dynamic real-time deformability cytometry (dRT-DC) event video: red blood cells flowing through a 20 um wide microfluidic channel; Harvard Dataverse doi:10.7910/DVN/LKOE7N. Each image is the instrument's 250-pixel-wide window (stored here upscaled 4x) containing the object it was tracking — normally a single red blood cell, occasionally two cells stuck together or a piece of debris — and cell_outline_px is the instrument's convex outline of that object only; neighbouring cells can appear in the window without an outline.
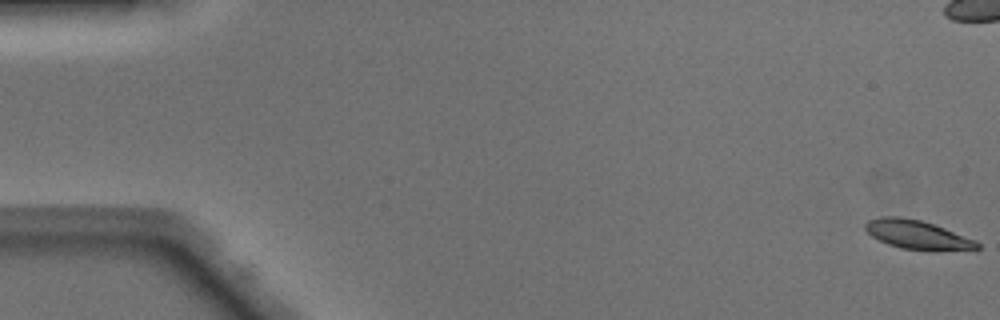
{"species": "Egyptian fruit bat (a non-hibernating species)", "species_latin": "Rousettus aegyptiacus", "temperature_condition": "warm", "stored_images_in_passage": 51, "camera_frame_rate_fps": 3000, "um_per_image_px": 0.085, "animal": {"sex": "male"}, "frame": {"image": 1, "passage_image": 1, "time_ms": 0.0, "image_size_px": [1000, 320], "cell_outline_px": [[980, 248], [976, 252], [936, 252], [900, 248], [888, 244], [872, 236], [864, 228], [864, 224], [868, 220], [880, 216], [900, 216], [920, 220], [944, 228], [976, 240], [980, 244]], "centroid_in_image_um": [78.09, 20.0], "position_along_channel_um": 6.9, "area_um2": 19.59}}
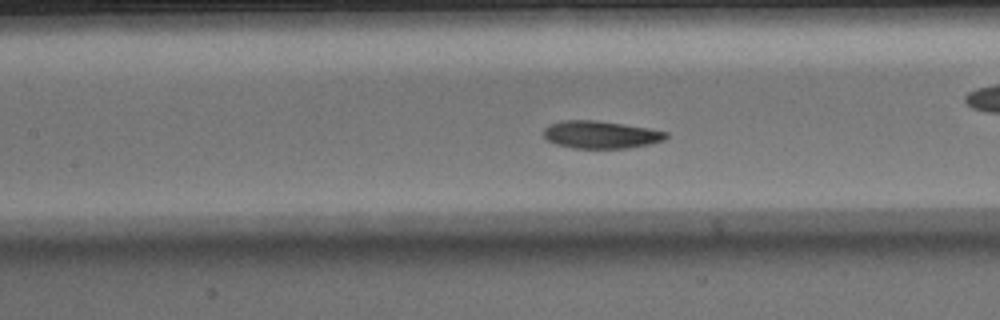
{"frame": {"image": 2, "passage_image": 23, "time_ms": 7.333, "image_size_px": [1000, 320], "cell_outline_px": [[668, 136], [664, 140], [648, 144], [628, 148], [572, 148], [556, 144], [548, 140], [544, 136], [544, 128], [548, 124], [560, 120], [596, 120], [624, 124], [648, 128], [668, 132]], "centroid_in_image_um": [51.04, 11.43], "position_along_channel_um": 156.4, "area_um2": 19.71}}
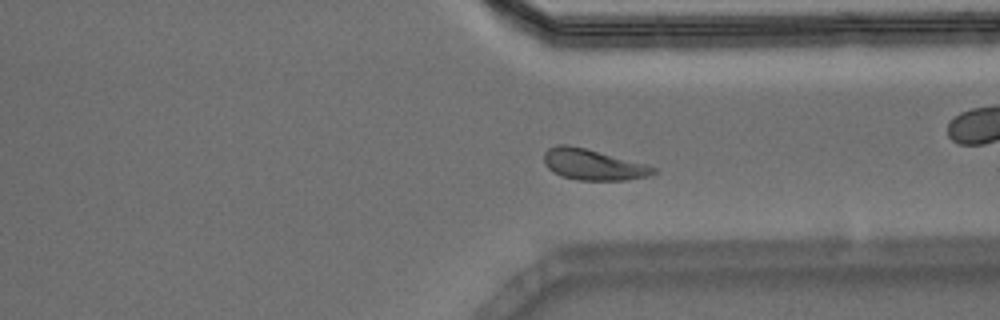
{"frame": {"image": 3, "passage_image": 38, "time_ms": 12.333, "image_size_px": [1000, 320], "cell_outline_px": [[660, 172], [648, 176], [624, 180], [580, 180], [560, 176], [552, 172], [544, 164], [544, 152], [548, 148], [556, 144], [568, 144], [648, 164], [656, 168]], "centroid_in_image_um": [50.41, 13.99], "position_along_channel_um": 361.0, "area_um2": 19.88}, "authors_computed_cell_mechanics": {"area_um2": 19.7098, "velocity_mm_per_s": 4.0963, "shape_relaxation_time_tau1_ms": 2.1256, "shape_relaxation_time_tau2_ms": 5.3914, "deformation_change_tau1": 0.123, "deformation_change_tau2": 0.1232}}